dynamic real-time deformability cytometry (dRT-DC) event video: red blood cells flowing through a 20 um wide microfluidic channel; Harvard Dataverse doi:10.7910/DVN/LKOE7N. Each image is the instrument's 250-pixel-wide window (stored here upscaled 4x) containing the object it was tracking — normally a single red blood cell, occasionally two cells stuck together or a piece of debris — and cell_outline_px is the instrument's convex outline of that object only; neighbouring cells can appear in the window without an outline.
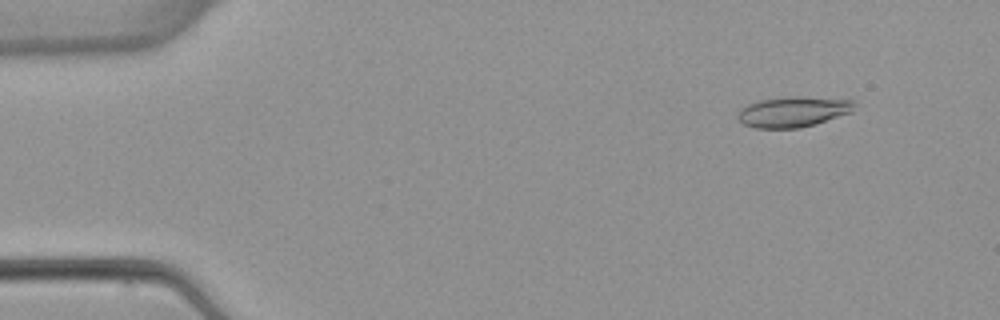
{"species": "common noctule bat (a hibernating species)", "species_latin": "Nyctalus noctula", "temperature_condition": "warm", "stored_images_in_passage": 3, "camera_frame_rate_fps": 3000, "um_per_image_px": 0.085, "animal": {"sex": "female", "body_mass_g": 22.7, "forearm_length_mm": 54.2}, "frame": {"image": 1, "passage_image": 1, "time_ms": 0.0, "image_size_px": [1000, 320], "cell_outline_px": [[856, 104], [852, 112], [816, 124], [800, 128], [756, 128], [744, 124], [736, 116], [740, 108], [756, 100], [788, 96], [800, 96], [852, 100]], "centroid_in_image_um": [67.4, 9.49], "position_along_channel_um": 17.6, "area_um2": 20.92}}
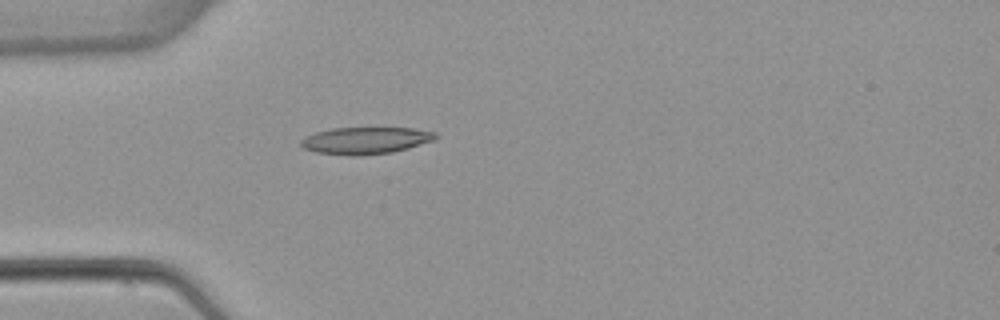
{"frame": {"image": 2, "passage_image": 3, "time_ms": 3.333, "image_size_px": [1000, 320], "cell_outline_px": [[440, 136], [436, 140], [408, 148], [392, 152], [356, 156], [352, 156], [316, 152], [304, 148], [300, 144], [300, 140], [316, 132], [332, 128], [412, 128], [436, 132]], "centroid_in_image_um": [31.12, 11.94], "position_along_channel_um": 53.9, "area_um2": 21.15}}